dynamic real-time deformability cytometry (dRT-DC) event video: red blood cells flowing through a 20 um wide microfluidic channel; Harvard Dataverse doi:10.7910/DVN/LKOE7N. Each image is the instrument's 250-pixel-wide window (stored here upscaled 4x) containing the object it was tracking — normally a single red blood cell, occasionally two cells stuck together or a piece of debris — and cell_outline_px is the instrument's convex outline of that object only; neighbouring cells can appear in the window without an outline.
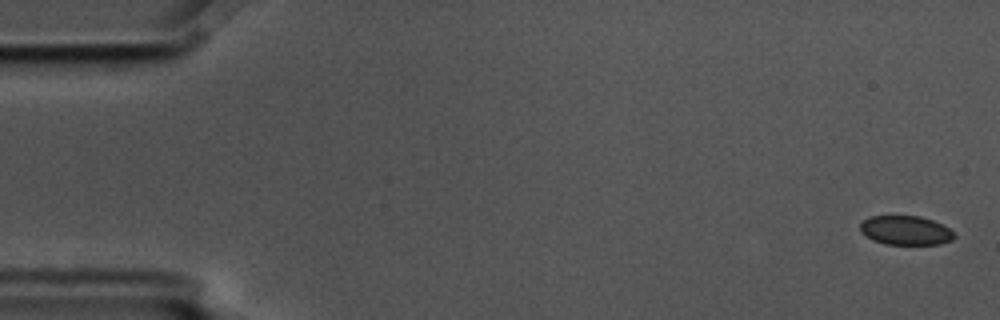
{"species": "common noctule bat (a hibernating species)", "species_latin": "Nyctalus noctula", "temperature_condition": "cold", "stored_images_in_passage": 6, "camera_frame_rate_fps": 3000, "um_per_image_px": 0.085, "animal": {"sex": "male", "body_mass_g": 17.5, "forearm_length_mm": 52.3}, "frame": {"image": 1, "passage_image": 1, "time_ms": 0.0, "image_size_px": [1000, 320], "cell_outline_px": [[956, 236], [952, 240], [940, 244], [884, 244], [872, 240], [860, 232], [860, 224], [864, 220], [872, 216], [920, 216], [932, 220], [948, 228]], "centroid_in_image_um": [76.95, 19.59], "position_along_channel_um": 8.0, "area_um2": 15.9}}
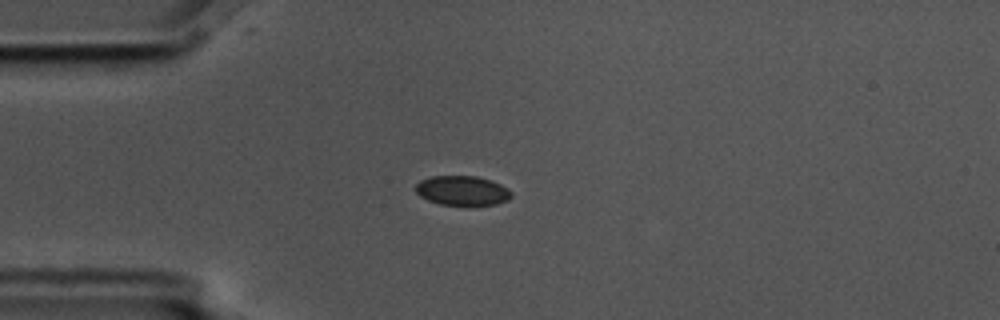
{"frame": {"image": 2, "passage_image": 4, "time_ms": 1.0, "image_size_px": [1000, 320], "cell_outline_px": [[512, 196], [508, 200], [496, 204], [440, 204], [428, 200], [420, 196], [416, 192], [416, 184], [420, 180], [432, 176], [476, 176], [500, 184], [508, 188], [512, 192]], "centroid_in_image_um": [39.29, 16.19], "position_along_channel_um": 45.7, "area_um2": 16.24}}
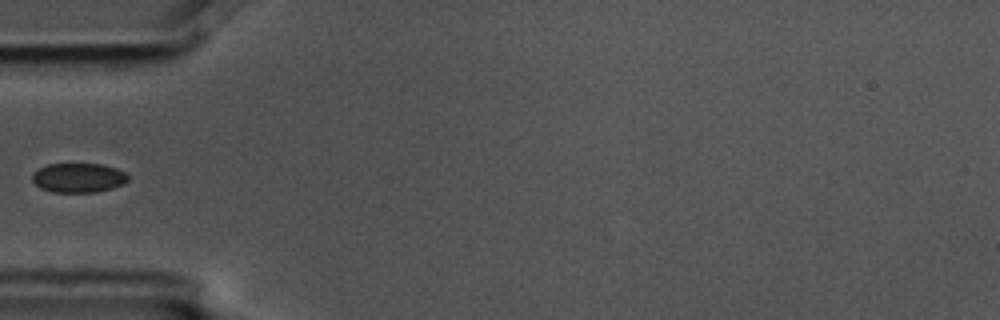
{"frame": {"image": 3, "passage_image": 5, "time_ms": 1.333, "image_size_px": [1000, 320], "cell_outline_px": [[128, 180], [124, 184], [112, 188], [96, 192], [52, 192], [40, 188], [32, 180], [32, 172], [48, 164], [104, 164], [116, 168], [124, 172], [128, 176]], "centroid_in_image_um": [6.67, 15.11], "position_along_channel_um": 78.3, "area_um2": 16.47}}